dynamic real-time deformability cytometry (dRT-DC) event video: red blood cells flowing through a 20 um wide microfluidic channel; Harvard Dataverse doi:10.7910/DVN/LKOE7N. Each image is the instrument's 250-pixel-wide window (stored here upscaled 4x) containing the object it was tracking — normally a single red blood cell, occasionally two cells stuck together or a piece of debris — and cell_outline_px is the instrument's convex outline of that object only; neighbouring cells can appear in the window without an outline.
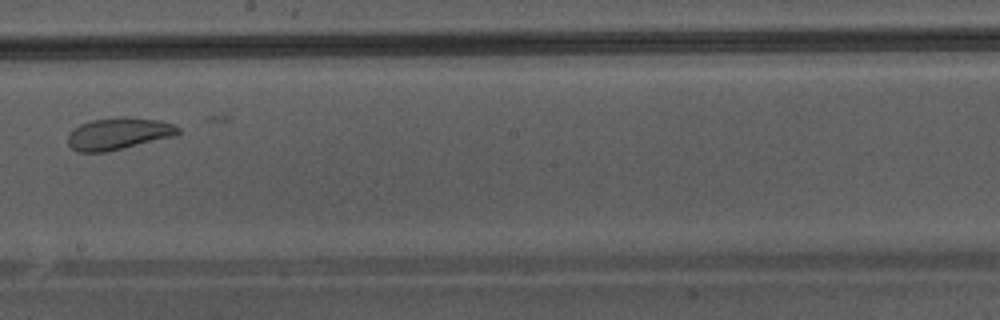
{"species": "Egyptian fruit bat (a non-hibernating species)", "species_latin": "Rousettus aegyptiacus", "temperature_condition": "warm", "stored_images_in_passage": 26, "camera_frame_rate_fps": 3000, "um_per_image_px": 0.085, "animal": {"sex": "male"}, "frame": {"image": 1, "passage_image": 16, "time_ms": 5.0, "image_size_px": [1000, 320], "cell_outline_px": [[180, 132], [176, 136], [108, 152], [80, 152], [72, 148], [68, 144], [68, 132], [72, 128], [80, 124], [92, 120], [120, 116], [128, 116], [160, 120], [172, 124], [180, 128]], "centroid_in_image_um": [10.08, 11.35], "position_along_channel_um": 238.1, "area_um2": 20.92}}